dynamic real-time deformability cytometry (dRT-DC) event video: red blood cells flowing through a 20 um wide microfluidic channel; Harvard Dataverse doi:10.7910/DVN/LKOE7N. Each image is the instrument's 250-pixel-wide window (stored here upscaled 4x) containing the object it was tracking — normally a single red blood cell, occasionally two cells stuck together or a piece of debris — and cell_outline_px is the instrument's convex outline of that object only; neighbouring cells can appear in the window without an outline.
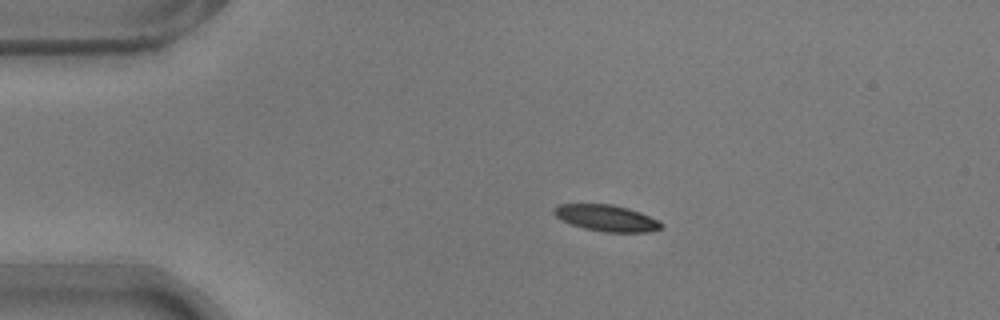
{"species": "common noctule bat (a hibernating species)", "species_latin": "Nyctalus noctula", "temperature_condition": "warm", "stored_images_in_passage": 44, "camera_frame_rate_fps": 3000, "um_per_image_px": 0.085, "animal": {"sex": "male", "body_mass_g": 17.9}, "frame": {"image": 1, "passage_image": 1, "time_ms": 0.0, "image_size_px": [1000, 320], "cell_outline_px": [[664, 224], [660, 228], [648, 232], [604, 232], [584, 228], [572, 224], [556, 216], [552, 212], [552, 208], [560, 204], [612, 204], [628, 208], [640, 212]], "centroid_in_image_um": [51.53, 18.53], "position_along_channel_um": 33.5, "area_um2": 16.3}}
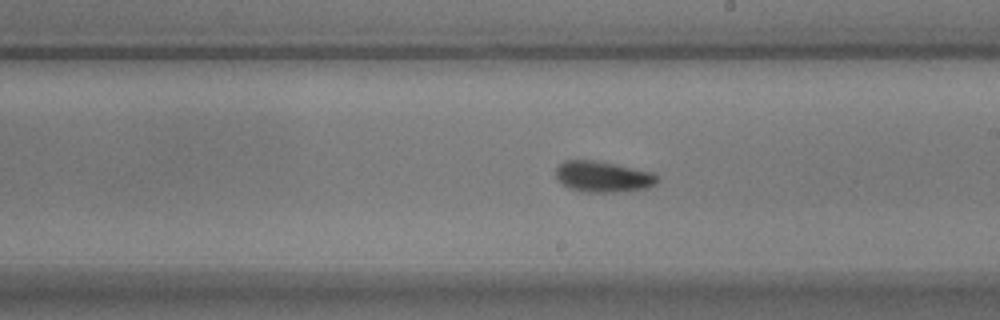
{"frame": {"image": 2, "passage_image": 21, "time_ms": 6.667, "image_size_px": [1000, 320], "cell_outline_px": [[656, 184], [648, 188], [612, 192], [588, 192], [568, 188], [556, 176], [556, 168], [564, 160], [592, 160], [652, 172], [656, 176]], "centroid_in_image_um": [51.23, 15.02], "position_along_channel_um": 237.8, "area_um2": 17.86}}
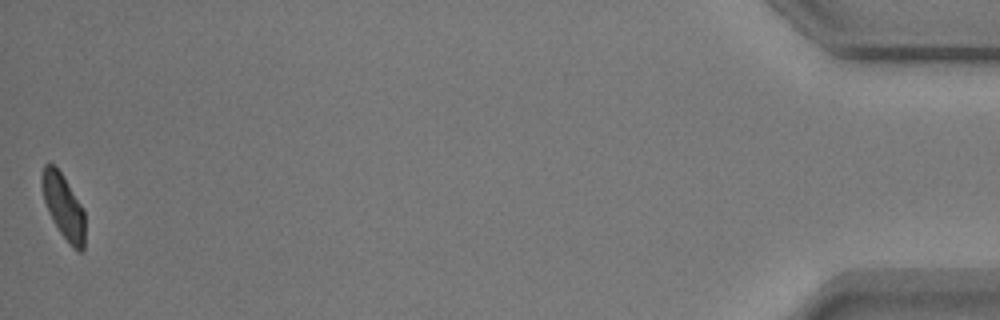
{"frame": {"image": 3, "passage_image": 44, "time_ms": 14.333, "image_size_px": [1000, 320], "cell_outline_px": [[84, 248], [80, 252], [72, 248], [60, 232], [52, 220], [44, 200], [40, 184], [40, 176], [44, 164], [52, 164], [60, 172], [80, 204], [84, 212]], "centroid_in_image_um": [5.36, 17.56], "position_along_channel_um": 429.8, "area_um2": 15.95}, "authors_computed_cell_mechanics": {"area_um2": 17.6001, "velocity_mm_per_s": 3.7226, "shape_relaxation_time_tau1_ms": 3.5542, "shape_relaxation_time_tau2_ms": 3.0207, "deformation_change_tau1": 0.1176, "deformation_change_tau2": 0.0953}}